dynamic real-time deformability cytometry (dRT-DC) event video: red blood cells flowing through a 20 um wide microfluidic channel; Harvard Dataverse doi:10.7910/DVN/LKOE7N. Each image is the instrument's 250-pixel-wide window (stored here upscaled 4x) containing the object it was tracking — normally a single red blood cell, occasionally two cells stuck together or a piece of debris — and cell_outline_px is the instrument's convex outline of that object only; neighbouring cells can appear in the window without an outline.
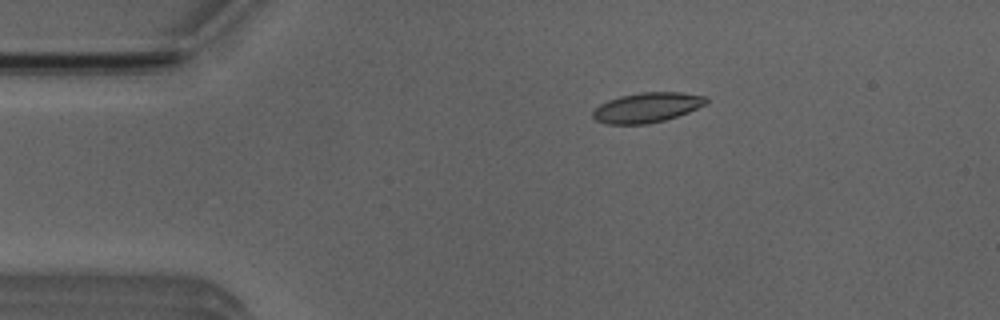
{"species": "Egyptian fruit bat (a non-hibernating species)", "species_latin": "Rousettus aegyptiacus", "temperature_condition": "room temperature", "stored_images_in_passage": 3, "camera_frame_rate_fps": 3000, "um_per_image_px": 0.085, "animal": {"sex": "male"}, "frame": {"image": 1, "passage_image": 1, "time_ms": 0.0, "image_size_px": [1000, 320], "cell_outline_px": [[708, 100], [704, 104], [688, 112], [664, 120], [648, 124], [604, 124], [596, 120], [592, 116], [592, 112], [600, 104], [608, 100], [620, 96], [640, 92], [680, 92], [704, 96]], "centroid_in_image_um": [54.95, 9.14], "position_along_channel_um": 30.1, "area_um2": 19.59}}